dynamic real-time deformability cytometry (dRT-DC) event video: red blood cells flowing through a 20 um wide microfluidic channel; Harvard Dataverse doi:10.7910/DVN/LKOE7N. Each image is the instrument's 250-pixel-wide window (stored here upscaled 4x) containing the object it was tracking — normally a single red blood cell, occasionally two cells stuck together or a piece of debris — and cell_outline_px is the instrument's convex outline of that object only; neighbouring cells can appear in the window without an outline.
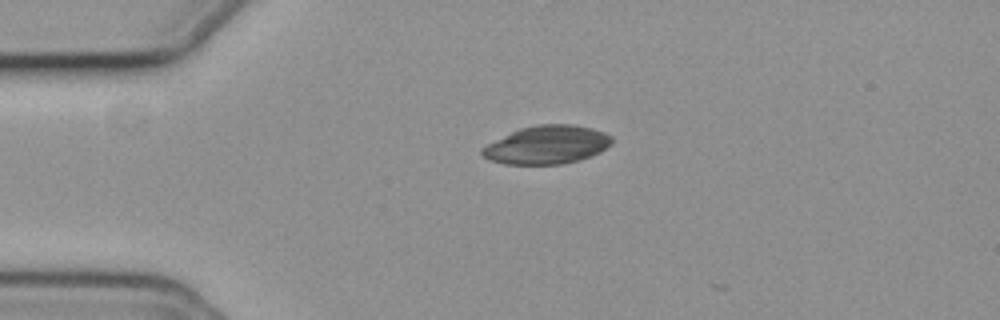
{"species": "common noctule bat (a hibernating species)", "species_latin": "Nyctalus noctula", "temperature_condition": "cold", "stored_images_in_passage": 2, "camera_frame_rate_fps": 3000, "um_per_image_px": 0.085, "animal": {"sex": "female", "body_mass_g": 19.3, "forearm_length_mm": 54.1}, "frame": {"image": 1, "passage_image": 1, "time_ms": 0.0, "image_size_px": [1000, 320], "cell_outline_px": [[612, 144], [600, 152], [580, 160], [560, 164], [504, 164], [488, 160], [480, 152], [488, 144], [520, 128], [536, 124], [572, 124], [592, 128], [604, 132], [612, 136]], "centroid_in_image_um": [46.53, 12.31], "position_along_channel_um": 38.5, "area_um2": 28.84}}